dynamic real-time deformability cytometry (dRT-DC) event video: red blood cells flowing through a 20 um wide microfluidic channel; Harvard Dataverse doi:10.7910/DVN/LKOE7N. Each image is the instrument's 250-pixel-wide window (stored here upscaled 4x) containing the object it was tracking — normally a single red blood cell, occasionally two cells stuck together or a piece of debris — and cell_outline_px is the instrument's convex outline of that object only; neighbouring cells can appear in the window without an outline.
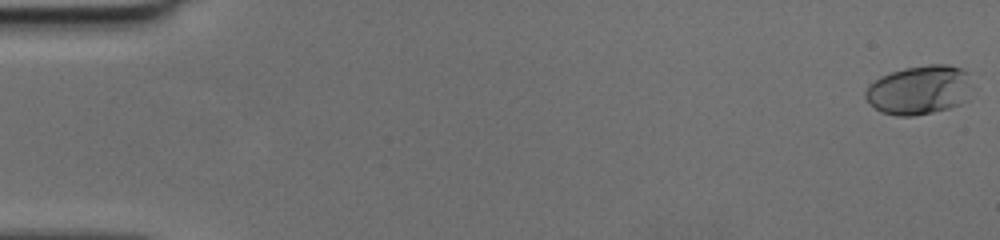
{"species": "human", "species_latin": "Homo sapiens", "temperature_condition": "cold", "stored_images_in_passage": 50, "camera_frame_rate_fps": 3000, "um_per_image_px": 0.085, "donor": {"sex": "female"}, "frame": {"image": 1, "passage_image": 1, "time_ms": 0.0, "image_size_px": [1000, 240], "cell_outline_px": [[968, 100], [960, 104], [948, 108], [932, 112], [912, 116], [896, 116], [880, 112], [864, 96], [864, 92], [868, 84], [880, 76], [904, 68], [928, 64], [948, 64], [960, 68], [968, 72]], "centroid_in_image_um": [78.1, 7.64], "position_along_channel_um": 6.9, "area_um2": 30.46}}
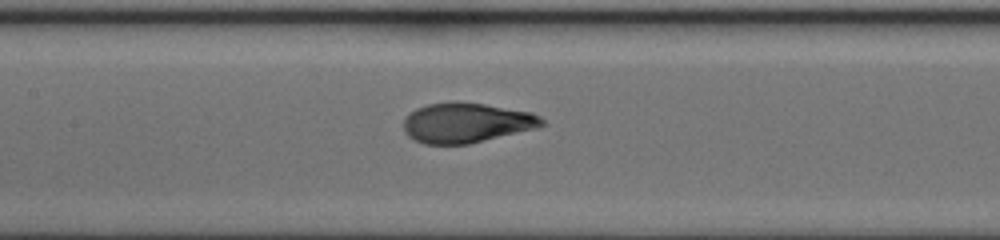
{"frame": {"image": 2, "passage_image": 25, "time_ms": 8.0, "image_size_px": [1000, 240], "cell_outline_px": [[544, 124], [532, 128], [468, 144], [424, 144], [408, 136], [404, 132], [404, 116], [416, 108], [428, 104], [484, 104], [532, 112], [540, 116], [544, 120]], "centroid_in_image_um": [39.59, 10.45], "position_along_channel_um": 167.8, "area_um2": 31.21}}
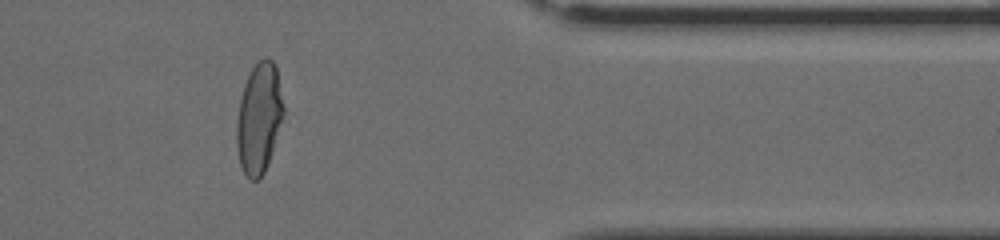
{"frame": {"image": 3, "passage_image": 42, "time_ms": 13.667, "image_size_px": [1000, 240], "cell_outline_px": [[284, 112], [264, 172], [260, 180], [248, 180], [240, 164], [236, 148], [236, 120], [240, 100], [244, 84], [252, 68], [264, 56], [268, 56], [272, 60], [276, 68], [284, 108]], "centroid_in_image_um": [21.98, 10.05], "position_along_channel_um": 389.4, "area_um2": 29.82}}